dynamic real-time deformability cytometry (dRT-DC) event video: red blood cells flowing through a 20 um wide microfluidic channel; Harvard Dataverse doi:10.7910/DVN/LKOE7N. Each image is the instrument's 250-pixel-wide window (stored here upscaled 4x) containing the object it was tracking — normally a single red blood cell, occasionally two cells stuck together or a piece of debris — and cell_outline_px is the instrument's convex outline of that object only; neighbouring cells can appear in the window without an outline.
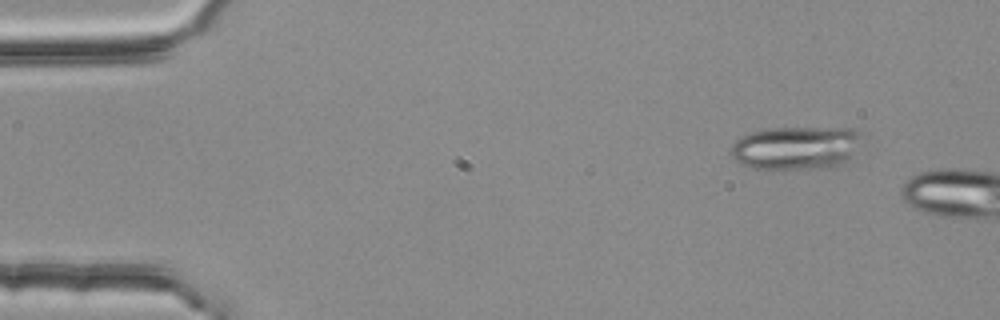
{"species": "common noctule bat (a hibernating species)", "species_latin": "Nyctalus noctula", "temperature_condition": "room temperature", "stored_images_in_passage": 2, "camera_frame_rate_fps": 3000, "um_per_image_px": 0.085, "animal": {"sex": "female", "body_mass_g": 25.1}, "frame": {"image": 1, "passage_image": 1, "time_ms": 0.0, "image_size_px": [1000, 320], "cell_outline_px": [[864, 132], [848, 160], [832, 168], [756, 168], [740, 164], [732, 156], [732, 144], [740, 136], [752, 132], [768, 128], [856, 128]], "centroid_in_image_um": [67.68, 12.54], "position_along_channel_um": 17.3, "area_um2": 32.89}}